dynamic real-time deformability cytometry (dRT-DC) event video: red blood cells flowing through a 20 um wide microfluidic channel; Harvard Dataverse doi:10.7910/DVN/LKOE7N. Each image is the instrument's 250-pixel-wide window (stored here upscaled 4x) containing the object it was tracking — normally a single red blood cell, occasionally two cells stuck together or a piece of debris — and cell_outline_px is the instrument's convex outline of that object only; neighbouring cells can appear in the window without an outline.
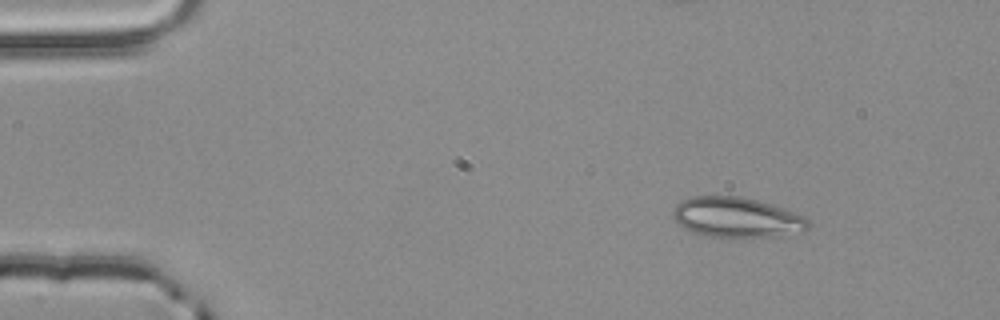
{"species": "common noctule bat (a hibernating species)", "species_latin": "Nyctalus noctula", "temperature_condition": "room temperature", "stored_images_in_passage": 48, "camera_frame_rate_fps": 3000, "um_per_image_px": 0.085, "animal": {"sex": "male", "body_mass_g": 20.4}, "frame": {"image": 1, "passage_image": 1, "time_ms": 0.0, "image_size_px": [1000, 320], "cell_outline_px": [[812, 224], [804, 232], [784, 236], [704, 236], [692, 232], [684, 228], [672, 216], [672, 212], [676, 204], [692, 196], [740, 196], [756, 200], [784, 208], [804, 216]], "centroid_in_image_um": [62.65, 18.48], "position_along_channel_um": 22.3, "area_um2": 31.62}}
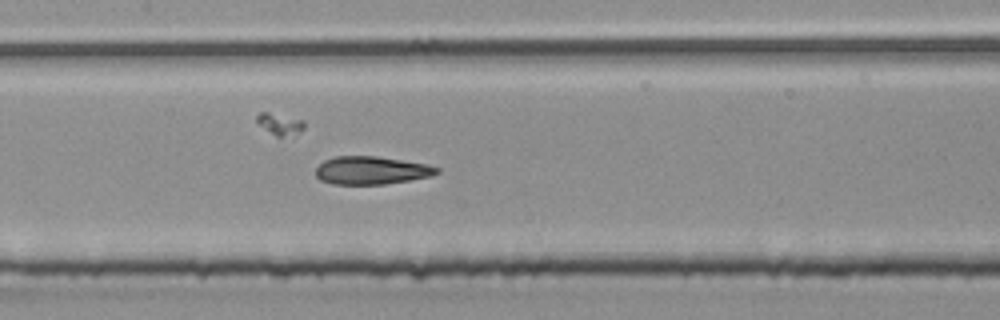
{"frame": {"image": 2, "passage_image": 20, "time_ms": 6.333, "image_size_px": [1000, 320], "cell_outline_px": [[440, 172], [432, 176], [384, 184], [332, 184], [320, 180], [316, 176], [316, 168], [324, 160], [336, 156], [376, 156], [428, 164], [440, 168]], "centroid_in_image_um": [31.58, 14.48], "position_along_channel_um": 175.8, "area_um2": 19.77}}
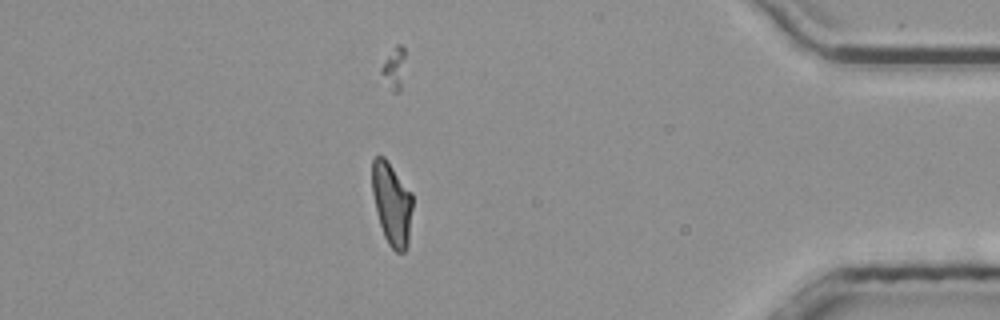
{"frame": {"image": 3, "passage_image": 41, "time_ms": 13.333, "image_size_px": [1000, 320], "cell_outline_px": [[412, 208], [408, 248], [404, 252], [396, 252], [388, 244], [384, 236], [376, 212], [372, 192], [372, 160], [376, 156], [384, 156], [412, 192]], "centroid_in_image_um": [33.31, 17.33], "position_along_channel_um": 401.9, "area_um2": 19.65}, "authors_computed_cell_mechanics": {"area_um2": 20.1722, "velocity_mm_per_s": 3.8689, "shape_relaxation_time_tau1_ms": null, "shape_relaxation_time_tau2_ms": 1.5666, "deformation_change_tau1": null, "deformation_change_tau2": 0.1005}}